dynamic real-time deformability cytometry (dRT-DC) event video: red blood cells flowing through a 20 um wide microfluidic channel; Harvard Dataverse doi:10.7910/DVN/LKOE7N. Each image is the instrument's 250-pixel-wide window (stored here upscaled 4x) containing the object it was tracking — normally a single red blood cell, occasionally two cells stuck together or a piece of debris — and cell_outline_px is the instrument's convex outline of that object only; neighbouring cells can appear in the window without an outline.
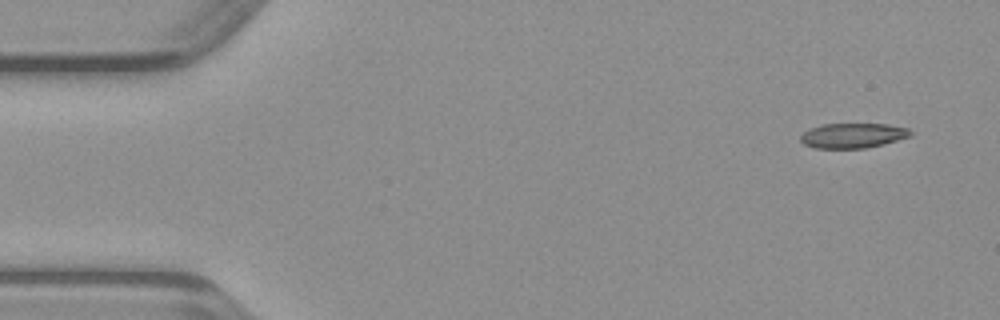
{"species": "common noctule bat (a hibernating species)", "species_latin": "Nyctalus noctula", "temperature_condition": "warm", "stored_images_in_passage": 46, "camera_frame_rate_fps": 3000, "um_per_image_px": 0.085, "animal": {"sex": "male", "body_mass_g": 23.1, "forearm_length_mm": 52.7}, "frame": {"image": 1, "passage_image": 1, "time_ms": 0.0, "image_size_px": [1000, 320], "cell_outline_px": [[912, 136], [884, 144], [864, 148], [816, 148], [804, 144], [800, 140], [800, 136], [804, 132], [812, 128], [824, 124], [888, 124], [908, 128], [912, 132]], "centroid_in_image_um": [72.53, 11.52], "position_along_channel_um": 12.5, "area_um2": 15.9}}
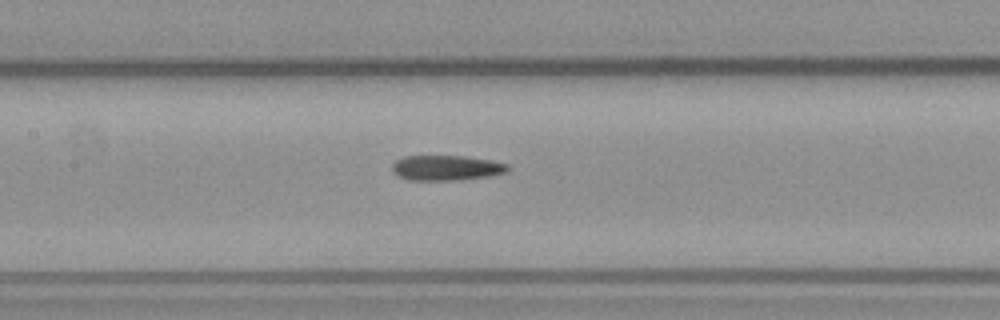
{"frame": {"image": 2, "passage_image": 20, "time_ms": 6.333, "image_size_px": [1000, 320], "cell_outline_px": [[508, 168], [504, 172], [492, 176], [460, 180], [408, 180], [392, 172], [392, 164], [396, 160], [404, 156], [464, 156], [488, 160], [508, 164]], "centroid_in_image_um": [37.9, 14.27], "position_along_channel_um": 169.5, "area_um2": 16.88}}
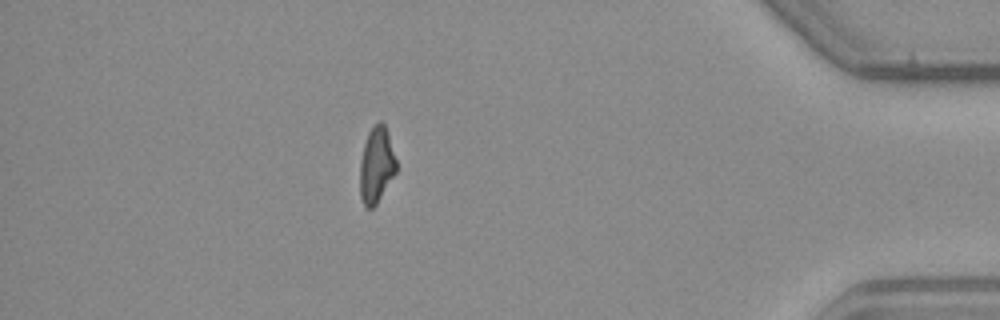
{"frame": {"image": 3, "passage_image": 40, "time_ms": 13.0, "image_size_px": [1000, 320], "cell_outline_px": [[396, 172], [376, 204], [372, 208], [364, 208], [360, 196], [360, 160], [364, 144], [368, 132], [380, 120], [384, 124], [396, 160]], "centroid_in_image_um": [31.97, 14.07], "position_along_channel_um": 403.2, "area_um2": 15.84}}